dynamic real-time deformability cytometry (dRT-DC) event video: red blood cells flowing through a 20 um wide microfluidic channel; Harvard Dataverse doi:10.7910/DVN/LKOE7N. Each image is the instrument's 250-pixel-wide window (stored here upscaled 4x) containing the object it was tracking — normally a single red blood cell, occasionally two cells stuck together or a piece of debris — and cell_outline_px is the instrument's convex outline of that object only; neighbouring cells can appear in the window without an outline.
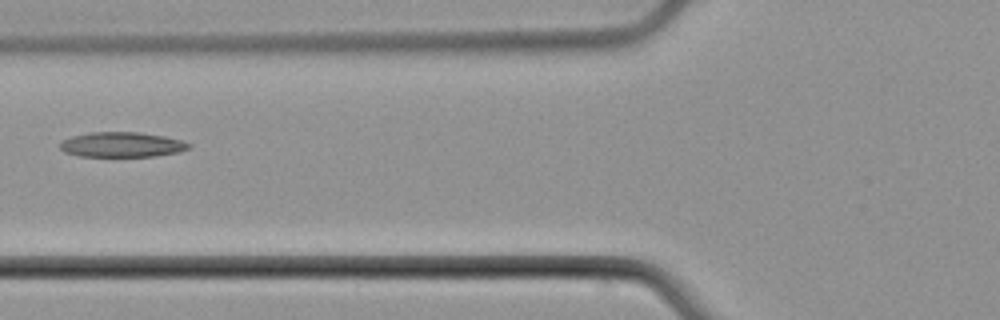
{"species": "common noctule bat (a hibernating species)", "species_latin": "Nyctalus noctula", "temperature_condition": "cold", "stored_images_in_passage": 5, "camera_frame_rate_fps": 3000, "um_per_image_px": 0.085, "animal": {"sex": "male", "body_mass_g": 21.5, "forearm_length_mm": 52.0}, "frame": {"image": 1, "passage_image": 5, "time_ms": 5.667, "image_size_px": [1000, 320], "cell_outline_px": [[192, 148], [180, 152], [156, 156], [80, 156], [64, 152], [60, 148], [60, 140], [72, 136], [88, 132], [140, 132], [164, 136], [180, 140], [192, 144]], "centroid_in_image_um": [10.37, 12.29], "position_along_channel_um": 115.4, "area_um2": 18.96}}